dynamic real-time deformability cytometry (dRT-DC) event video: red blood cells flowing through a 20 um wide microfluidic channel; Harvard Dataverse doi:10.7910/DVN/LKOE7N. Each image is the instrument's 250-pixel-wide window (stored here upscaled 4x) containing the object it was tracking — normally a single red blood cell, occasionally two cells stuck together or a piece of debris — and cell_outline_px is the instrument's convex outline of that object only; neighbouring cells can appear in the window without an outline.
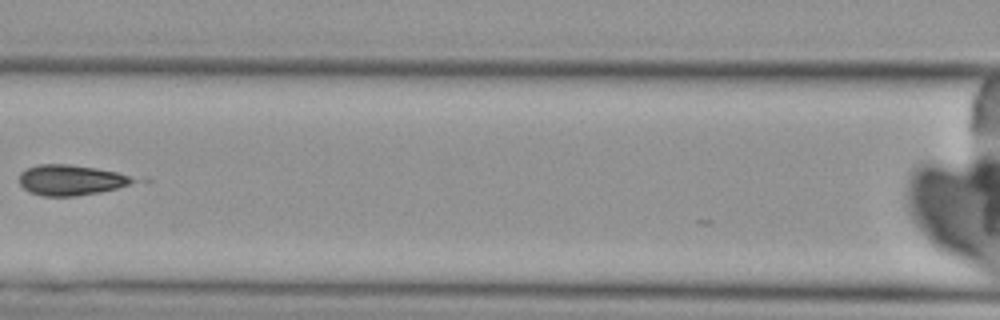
{"species": "Egyptian fruit bat (a non-hibernating species)", "species_latin": "Rousettus aegyptiacus", "temperature_condition": "cold", "stored_images_in_passage": 6, "camera_frame_rate_fps": 3000, "um_per_image_px": 0.085, "animal": {"sex": "female"}, "frame": {"image": 1, "passage_image": 6, "time_ms": 6.0, "image_size_px": [1000, 320], "cell_outline_px": [[152, 180], [100, 192], [76, 196], [44, 196], [32, 192], [24, 188], [20, 184], [20, 172], [36, 164], [68, 164], [96, 168], [116, 172]], "centroid_in_image_um": [6.2, 15.3], "position_along_channel_um": 160.4, "area_um2": 20.75}}